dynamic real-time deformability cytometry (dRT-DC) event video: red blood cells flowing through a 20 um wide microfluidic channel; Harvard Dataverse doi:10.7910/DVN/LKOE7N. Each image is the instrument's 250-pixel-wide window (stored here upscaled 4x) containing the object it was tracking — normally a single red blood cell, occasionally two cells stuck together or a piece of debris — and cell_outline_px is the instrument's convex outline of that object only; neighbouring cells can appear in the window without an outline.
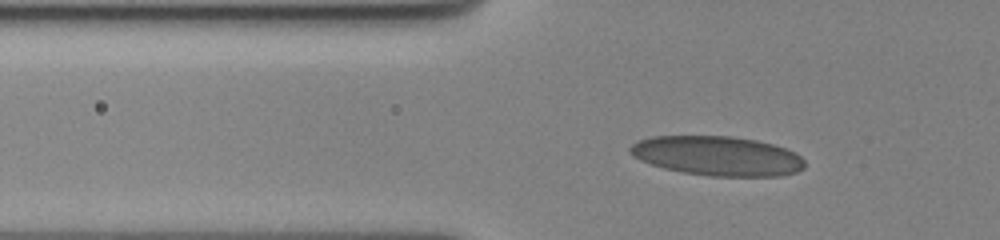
{"species": "human", "species_latin": "Homo sapiens", "temperature_condition": "cold", "stored_images_in_passage": 40, "camera_frame_rate_fps": 3000, "um_per_image_px": 0.085, "donor": {"sex": "female"}, "frame": {"image": 1, "passage_image": 2, "time_ms": 0.333, "image_size_px": [1000, 240], "cell_outline_px": [[804, 168], [796, 172], [780, 176], [708, 176], [684, 172], [664, 168], [640, 160], [632, 156], [628, 152], [628, 148], [632, 144], [640, 140], [652, 136], [732, 136], [756, 140], [772, 144], [784, 148], [800, 156], [804, 160]], "centroid_in_image_um": [60.95, 13.25], "position_along_channel_um": 64.8, "area_um2": 40.11}}
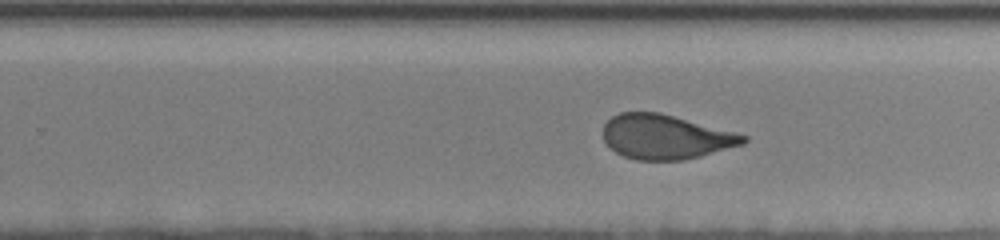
{"frame": {"image": 2, "passage_image": 21, "time_ms": 6.667, "image_size_px": [1000, 240], "cell_outline_px": [[748, 140], [744, 144], [700, 156], [684, 160], [636, 160], [624, 156], [608, 148], [604, 140], [604, 124], [612, 116], [620, 112], [660, 112], [748, 136]], "centroid_in_image_um": [56.54, 11.64], "position_along_channel_um": 273.3, "area_um2": 36.24}}
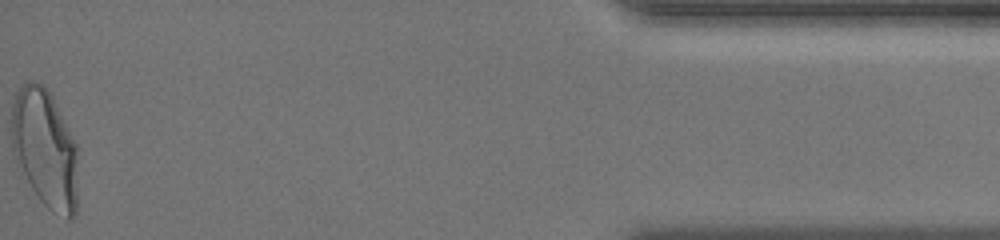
{"frame": {"image": 3, "passage_image": 40, "time_ms": 13.0, "image_size_px": [1000, 240], "cell_outline_px": [[76, 212], [68, 220], [52, 212], [36, 196], [12, 156], [12, 104], [16, 92], [28, 80], [32, 80], [44, 84], [52, 96], [76, 144]], "centroid_in_image_um": [3.79, 12.62], "position_along_channel_um": 431.4, "area_um2": 45.84}, "authors_computed_cell_mechanics": {"area_um2": 38.437, "velocity_mm_per_s": 3.4906, "shape_relaxation_time_tau1_ms": 5.048, "shape_relaxation_time_tau2_ms": 0.7564, "deformation_change_tau1": 0.1667, "deformation_change_tau2": 0.0609}}